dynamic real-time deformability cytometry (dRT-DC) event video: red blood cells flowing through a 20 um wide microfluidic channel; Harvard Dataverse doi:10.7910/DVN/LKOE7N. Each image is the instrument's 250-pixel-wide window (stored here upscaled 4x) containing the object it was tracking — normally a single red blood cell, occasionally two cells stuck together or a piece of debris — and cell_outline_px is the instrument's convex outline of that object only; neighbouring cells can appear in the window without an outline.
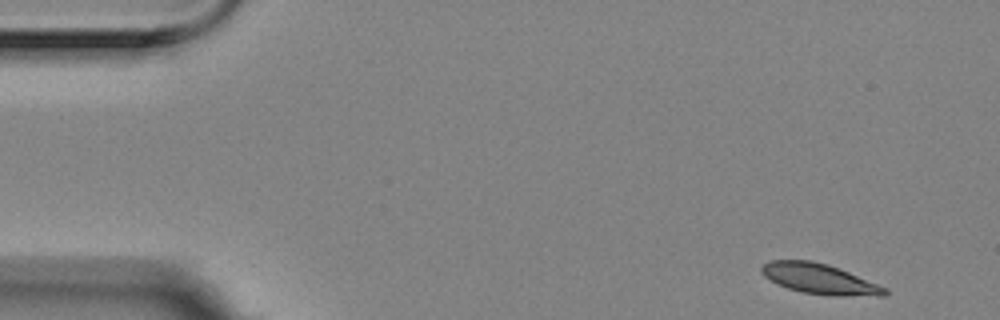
{"species": "Egyptian fruit bat (a non-hibernating species)", "species_latin": "Rousettus aegyptiacus", "temperature_condition": "room temperature", "stored_images_in_passage": 6, "camera_frame_rate_fps": 3000, "um_per_image_px": 0.085, "animal": {"sex": "female"}, "frame": {"image": 1, "passage_image": 1, "time_ms": 0.0, "image_size_px": [1000, 320], "cell_outline_px": [[888, 292], [884, 296], [832, 296], [804, 292], [788, 288], [764, 276], [760, 272], [760, 268], [768, 260], [812, 260], [828, 264], [888, 288]], "centroid_in_image_um": [69.68, 23.7], "position_along_channel_um": 15.3, "area_um2": 21.68}}
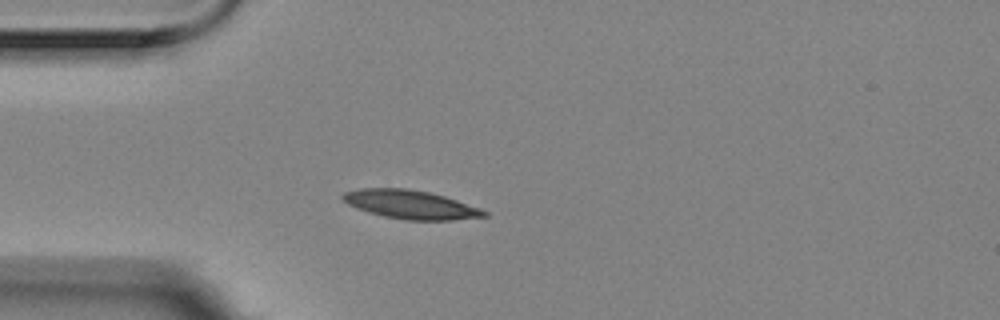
{"frame": {"image": 2, "passage_image": 4, "time_ms": 1.0, "image_size_px": [1000, 320], "cell_outline_px": [[488, 216], [452, 220], [404, 220], [384, 216], [368, 212], [356, 208], [348, 204], [340, 196], [344, 192], [360, 188], [404, 188], [428, 192], [444, 196], [480, 208], [488, 212]], "centroid_in_image_um": [34.88, 17.39], "position_along_channel_um": 50.1, "area_um2": 23.52}}
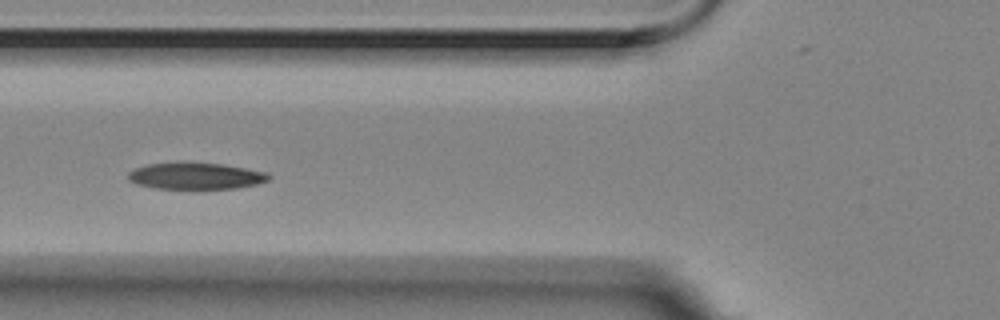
{"frame": {"image": 3, "passage_image": 6, "time_ms": 1.667, "image_size_px": [1000, 320], "cell_outline_px": [[272, 176], [268, 180], [256, 184], [236, 188], [156, 188], [136, 184], [128, 180], [128, 172], [136, 168], [148, 164], [176, 160], [224, 164], [268, 172]], "centroid_in_image_um": [16.62, 14.92], "position_along_channel_um": 109.2, "area_um2": 22.25}}